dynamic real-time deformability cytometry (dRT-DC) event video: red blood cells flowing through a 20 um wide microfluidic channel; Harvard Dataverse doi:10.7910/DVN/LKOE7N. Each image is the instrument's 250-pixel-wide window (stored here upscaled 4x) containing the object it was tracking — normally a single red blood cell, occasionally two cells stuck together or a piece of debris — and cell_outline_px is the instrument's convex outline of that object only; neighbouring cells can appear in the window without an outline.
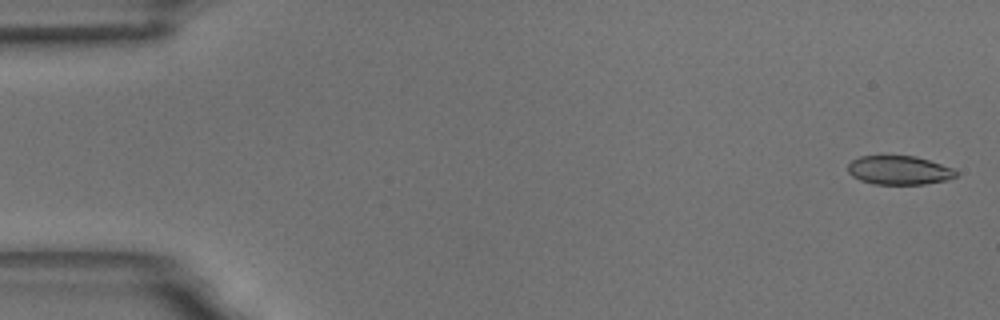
{"species": "common noctule bat (a hibernating species)", "species_latin": "Nyctalus noctula", "temperature_condition": "room temperature", "stored_images_in_passage": 16, "camera_frame_rate_fps": 3000, "um_per_image_px": 0.085, "animal": {"sex": "male", "body_mass_g": 18.8}, "frame": {"image": 1, "passage_image": 1, "time_ms": 0.0, "image_size_px": [1000, 320], "cell_outline_px": [[956, 176], [948, 180], [924, 184], [872, 184], [860, 180], [852, 176], [848, 172], [848, 164], [852, 160], [860, 156], [916, 156], [952, 168], [956, 172]], "centroid_in_image_um": [76.39, 14.47], "position_along_channel_um": 8.6, "area_um2": 18.09}}
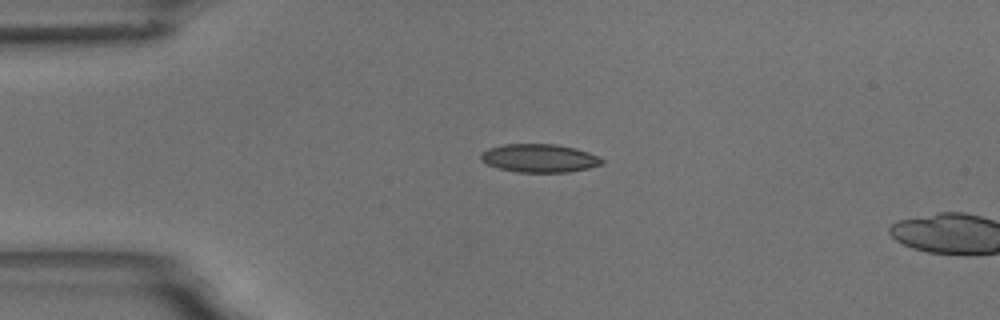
{"frame": {"image": 2, "passage_image": 13, "time_ms": 4.0, "image_size_px": [1000, 320], "cell_outline_px": [[604, 164], [588, 168], [568, 172], [516, 172], [500, 168], [488, 164], [480, 160], [480, 156], [488, 148], [504, 144], [556, 144], [576, 148], [600, 156], [604, 160]], "centroid_in_image_um": [45.89, 13.44], "position_along_channel_um": 39.1, "area_um2": 20.0}}